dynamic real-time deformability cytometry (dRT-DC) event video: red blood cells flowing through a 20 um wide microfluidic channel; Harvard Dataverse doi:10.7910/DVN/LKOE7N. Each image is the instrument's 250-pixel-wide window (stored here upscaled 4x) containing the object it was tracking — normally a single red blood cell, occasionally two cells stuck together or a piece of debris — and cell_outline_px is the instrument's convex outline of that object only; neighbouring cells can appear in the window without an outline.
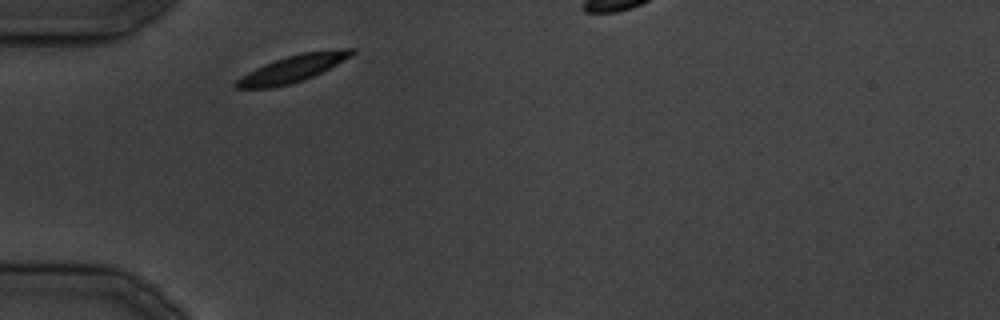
{"species": "common noctule bat (a hibernating species)", "species_latin": "Nyctalus noctula", "temperature_condition": "cold", "stored_images_in_passage": 21, "camera_frame_rate_fps": 3000, "um_per_image_px": 0.085, "animal": {"sex": "male", "body_mass_g": 19.5, "forearm_length_mm": 54.6}, "frame": {"image": 1, "passage_image": 1, "time_ms": 0.0, "image_size_px": [1000, 320], "cell_outline_px": [[356, 52], [352, 56], [304, 80], [292, 84], [272, 88], [236, 88], [232, 84], [240, 76], [264, 64], [288, 56], [304, 52], [340, 48], [356, 48]], "centroid_in_image_um": [24.87, 5.83], "position_along_channel_um": 60.1, "area_um2": 18.09}}
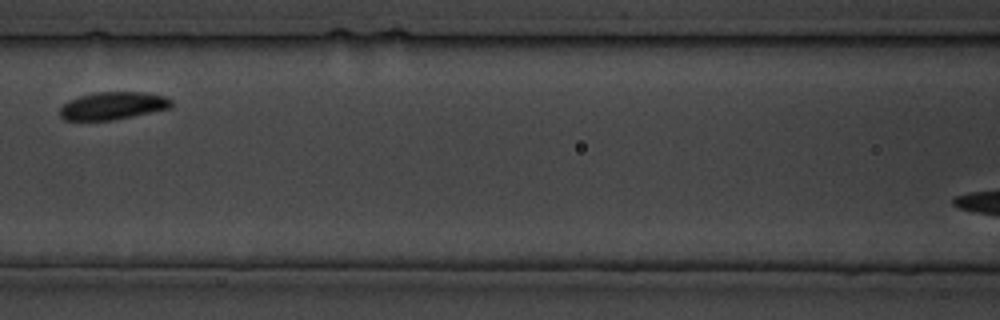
{"frame": {"image": 2, "passage_image": 7, "time_ms": 7.0, "image_size_px": [1000, 320], "cell_outline_px": [[172, 108], [116, 120], [64, 120], [60, 116], [60, 108], [64, 104], [80, 96], [100, 92], [144, 92], [164, 96], [172, 100]], "centroid_in_image_um": [9.65, 9.0], "position_along_channel_um": 157.0, "area_um2": 17.92}}
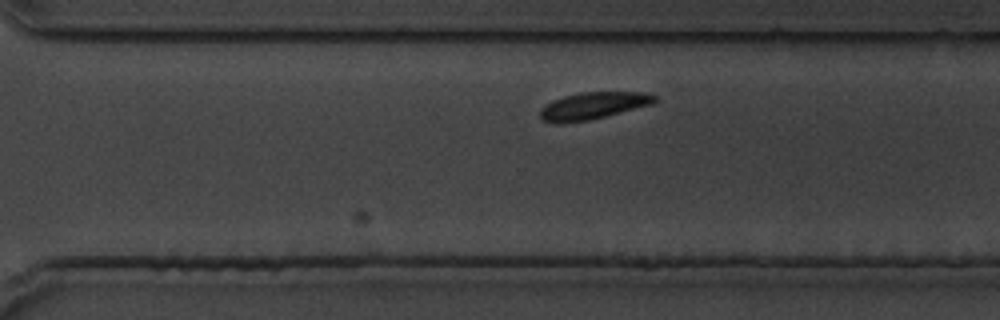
{"frame": {"image": 3, "passage_image": 16, "time_ms": 18.0, "image_size_px": [1000, 320], "cell_outline_px": [[656, 100], [652, 104], [588, 120], [564, 124], [552, 124], [540, 120], [540, 108], [564, 96], [580, 92], [644, 92], [656, 96]], "centroid_in_image_um": [50.36, 9.0], "position_along_channel_um": 320.2, "area_um2": 17.98}}